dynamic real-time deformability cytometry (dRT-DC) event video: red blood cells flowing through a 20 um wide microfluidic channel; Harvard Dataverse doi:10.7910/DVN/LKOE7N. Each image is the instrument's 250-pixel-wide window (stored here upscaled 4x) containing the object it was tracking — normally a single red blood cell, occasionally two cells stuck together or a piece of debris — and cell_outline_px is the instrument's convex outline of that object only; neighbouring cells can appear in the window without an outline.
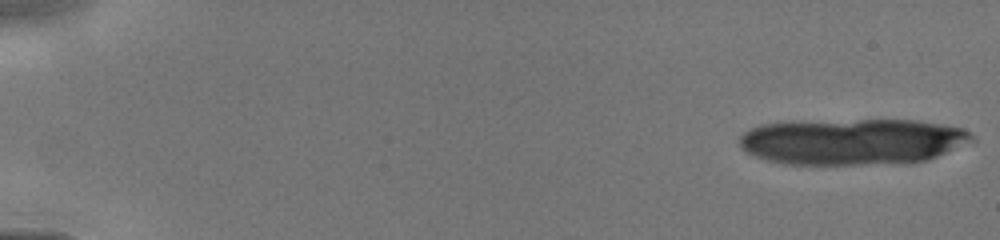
{"species": "human", "species_latin": "Homo sapiens", "temperature_condition": "cold", "stored_images_in_passage": 7, "camera_frame_rate_fps": 3000, "um_per_image_px": 0.085, "donor": {"sex": "male"}, "frame": {"image": 1, "passage_image": 1, "time_ms": 0.0, "image_size_px": [1000, 240], "cell_outline_px": [[976, 144], [928, 160], [908, 164], [784, 164], [768, 160], [744, 152], [740, 148], [740, 136], [744, 132], [760, 124], [792, 120], [916, 120], [944, 124], [960, 128], [976, 136]], "centroid_in_image_um": [72.55, 12.03], "position_along_channel_um": 12.4, "area_um2": 64.27}}
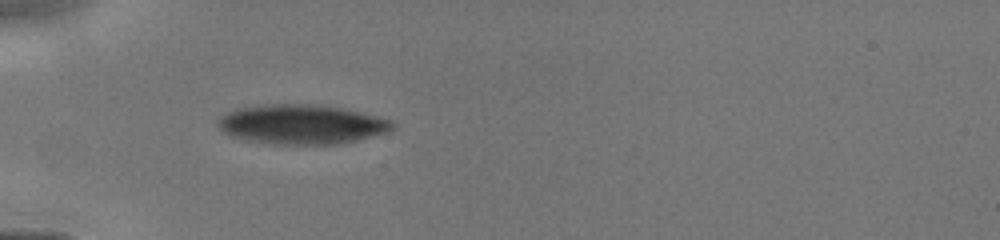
{"frame": {"image": 2, "passage_image": 6, "time_ms": 5.0, "image_size_px": [1000, 240], "cell_outline_px": [[396, 128], [388, 132], [344, 144], [272, 144], [244, 140], [228, 136], [216, 128], [216, 120], [220, 116], [236, 108], [260, 104], [316, 104], [344, 108], [392, 120], [396, 124]], "centroid_in_image_um": [25.6, 10.57], "position_along_channel_um": 59.4, "area_um2": 41.1}}
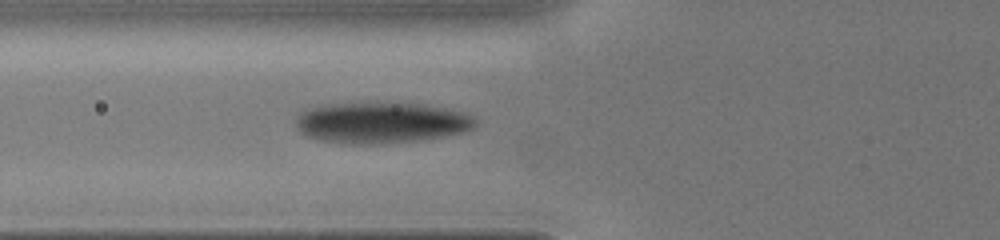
{"frame": {"image": 3, "passage_image": 7, "time_ms": 6.0, "image_size_px": [1000, 240], "cell_outline_px": [[476, 124], [472, 128], [460, 132], [412, 140], [372, 144], [352, 144], [320, 140], [308, 136], [300, 132], [296, 124], [296, 116], [300, 112], [312, 108], [328, 104], [420, 104], [460, 112], [472, 116], [476, 120]], "centroid_in_image_um": [32.32, 10.43], "position_along_channel_um": 93.5, "area_um2": 41.44}}